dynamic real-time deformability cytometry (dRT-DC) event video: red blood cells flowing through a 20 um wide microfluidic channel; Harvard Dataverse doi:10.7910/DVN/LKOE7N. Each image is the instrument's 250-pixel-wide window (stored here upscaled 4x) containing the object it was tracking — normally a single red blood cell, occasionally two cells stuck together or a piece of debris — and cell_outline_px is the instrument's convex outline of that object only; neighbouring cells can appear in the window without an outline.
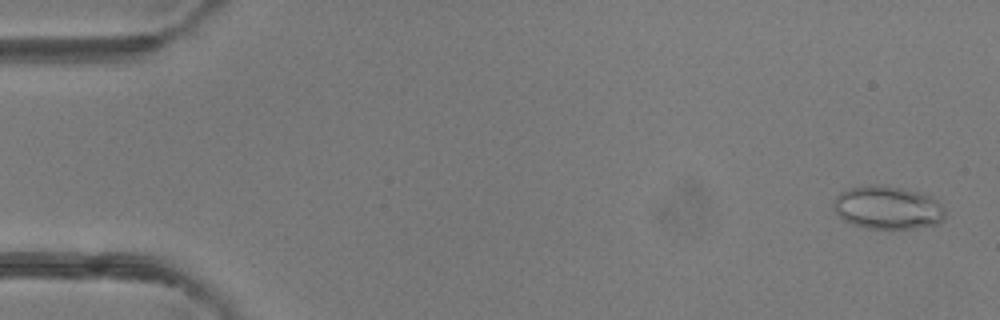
{"species": "common noctule bat (a hibernating species)", "species_latin": "Nyctalus noctula", "temperature_condition": "room temperature", "stored_images_in_passage": 50, "camera_frame_rate_fps": 3000, "um_per_image_px": 0.085, "animal": {"sex": "female"}, "frame": {"image": 1, "passage_image": 2, "time_ms": 0.333, "image_size_px": [1000, 320], "cell_outline_px": [[944, 220], [936, 224], [912, 228], [868, 228], [852, 224], [844, 220], [832, 208], [832, 204], [836, 196], [840, 192], [852, 188], [876, 184], [900, 188], [920, 192], [932, 196], [944, 208]], "centroid_in_image_um": [75.44, 17.64], "position_along_channel_um": 9.6, "area_um2": 27.86}}
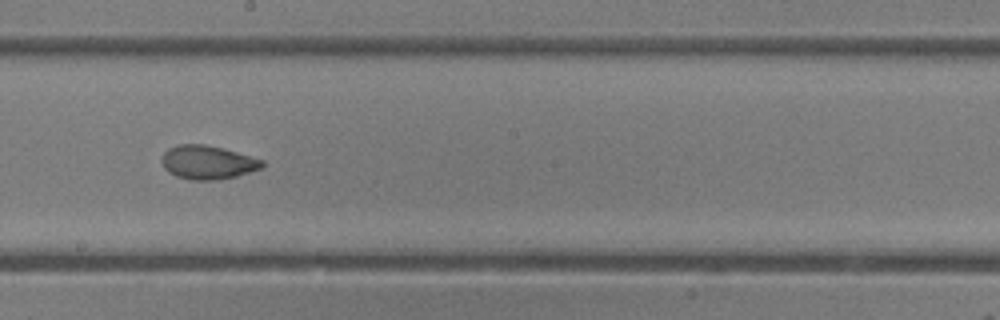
{"frame": {"image": 2, "passage_image": 28, "time_ms": 9.0, "image_size_px": [1000, 320], "cell_outline_px": [[264, 164], [260, 168], [236, 176], [216, 180], [192, 180], [176, 176], [168, 172], [164, 168], [160, 160], [164, 152], [168, 148], [180, 144], [204, 144], [236, 152], [264, 160]], "centroid_in_image_um": [17.6, 13.8], "position_along_channel_um": 230.6, "area_um2": 19.59}}
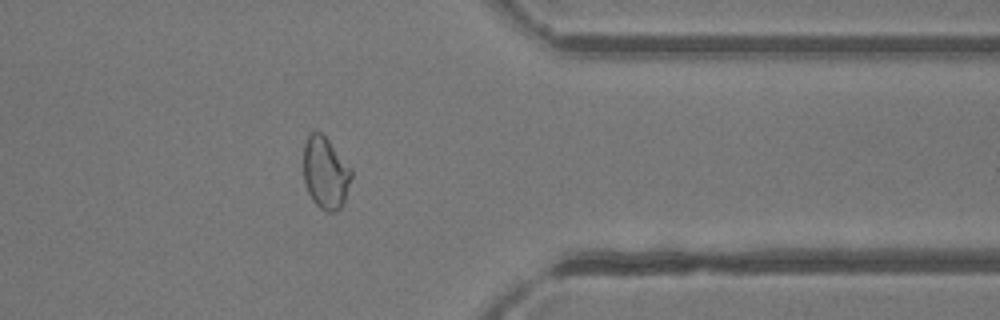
{"frame": {"image": 3, "passage_image": 40, "time_ms": 13.0, "image_size_px": [1000, 320], "cell_outline_px": [[352, 176], [344, 200], [340, 208], [336, 212], [328, 212], [320, 208], [312, 200], [304, 184], [304, 144], [308, 136], [312, 132], [320, 132], [328, 140], [352, 168]], "centroid_in_image_um": [27.66, 14.71], "position_along_channel_um": 383.7, "area_um2": 20.0}, "authors_computed_cell_mechanics": {"area_um2": 21.5883, "velocity_mm_per_s": 4.1549, "shape_relaxation_time_tau1_ms": null, "shape_relaxation_time_tau2_ms": 1.3842, "deformation_change_tau1": null, "deformation_change_tau2": 0.0505}}